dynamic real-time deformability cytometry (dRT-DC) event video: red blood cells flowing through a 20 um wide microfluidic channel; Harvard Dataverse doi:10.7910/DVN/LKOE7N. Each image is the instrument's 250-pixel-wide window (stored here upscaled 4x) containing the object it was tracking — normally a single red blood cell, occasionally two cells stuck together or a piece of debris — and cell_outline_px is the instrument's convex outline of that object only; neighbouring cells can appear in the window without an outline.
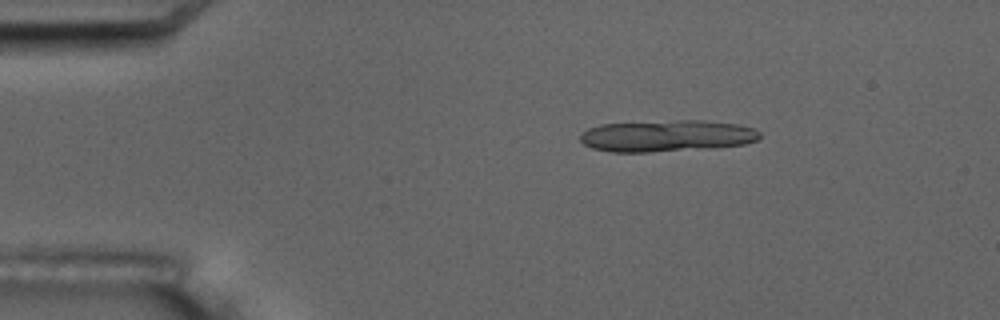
{"species": "common noctule bat (a hibernating species)", "species_latin": "Nyctalus noctula", "temperature_condition": "room temperature", "stored_images_in_passage": 5, "camera_frame_rate_fps": 3000, "um_per_image_px": 0.085, "animal": {"sex": "male", "body_mass_g": 17.5, "forearm_length_mm": 52.3}, "frame": {"image": 1, "passage_image": 3, "time_ms": 2.333, "image_size_px": [1000, 320], "cell_outline_px": [[760, 136], [756, 140], [744, 144], [712, 148], [648, 152], [608, 152], [592, 148], [584, 144], [580, 140], [580, 132], [588, 128], [600, 124], [676, 120], [704, 120], [740, 124], [752, 128], [760, 132]], "centroid_in_image_um": [56.65, 11.55], "position_along_channel_um": 28.3, "area_um2": 33.35}}